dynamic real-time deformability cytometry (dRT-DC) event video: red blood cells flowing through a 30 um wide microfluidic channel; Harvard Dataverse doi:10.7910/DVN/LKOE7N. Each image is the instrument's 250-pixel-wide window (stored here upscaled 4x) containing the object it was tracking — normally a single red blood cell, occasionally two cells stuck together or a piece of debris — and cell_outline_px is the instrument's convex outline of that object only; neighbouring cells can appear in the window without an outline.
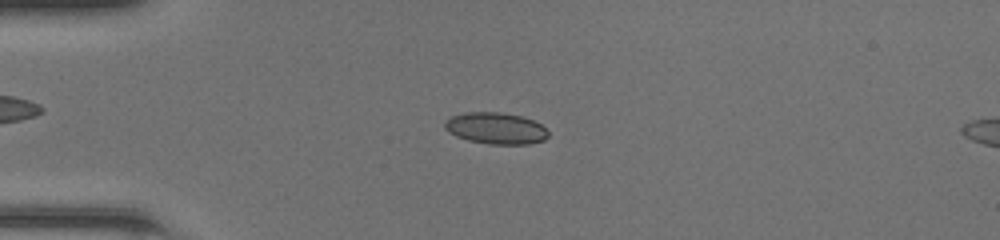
{"species": "common noctule bat (a hibernating species)", "species_latin": "Nyctalus noctula", "temperature_condition": "room temperature", "stored_images_in_passage": 48, "camera_frame_rate_fps": 3000, "um_per_image_px": 0.085, "animal": {"sex": "female", "body_mass_g": 20.0, "forearm_length_mm": 54.0}, "frame": {"image": 1, "passage_image": 12, "time_ms": 3.667, "image_size_px": [1000, 240], "cell_outline_px": [[548, 136], [544, 140], [528, 144], [488, 144], [468, 140], [456, 136], [448, 132], [444, 128], [444, 120], [452, 116], [464, 112], [500, 112], [520, 116], [532, 120], [540, 124], [548, 132]], "centroid_in_image_um": [42.1, 10.9], "position_along_channel_um": 42.9, "area_um2": 19.02}}
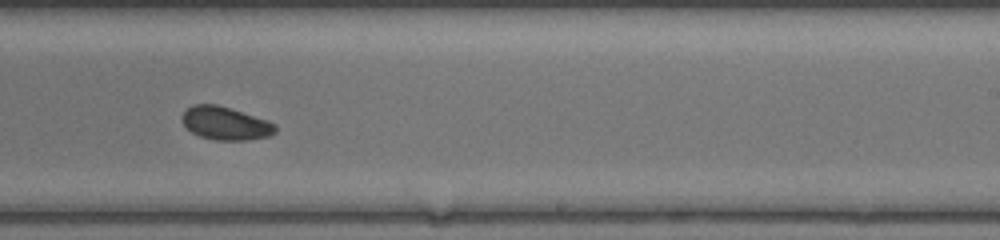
{"frame": {"image": 2, "passage_image": 30, "time_ms": 9.667, "image_size_px": [1000, 240], "cell_outline_px": [[276, 132], [272, 136], [248, 140], [216, 140], [200, 136], [192, 132], [180, 120], [180, 116], [192, 104], [216, 104], [268, 120], [276, 124]], "centroid_in_image_um": [19.18, 10.48], "position_along_channel_um": 269.8, "area_um2": 18.09}}
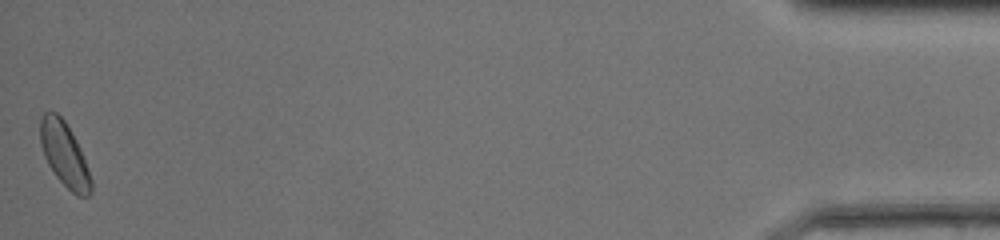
{"frame": {"image": 3, "passage_image": 48, "time_ms": 15.667, "image_size_px": [1000, 240], "cell_outline_px": [[92, 192], [88, 196], [76, 196], [56, 176], [48, 164], [44, 156], [40, 144], [40, 116], [44, 112], [56, 112], [64, 120], [76, 140], [80, 148], [92, 180]], "centroid_in_image_um": [5.47, 13.12], "position_along_channel_um": 429.7, "area_um2": 18.9}, "authors_computed_cell_mechanics": {"area_um2": 18.3804, "velocity_mm_per_s": 4.2073, "shape_relaxation_time_tau1_ms": 3.5326, "shape_relaxation_time_tau2_ms": null, "deformation_change_tau1": 0.0809, "deformation_change_tau2": null}}